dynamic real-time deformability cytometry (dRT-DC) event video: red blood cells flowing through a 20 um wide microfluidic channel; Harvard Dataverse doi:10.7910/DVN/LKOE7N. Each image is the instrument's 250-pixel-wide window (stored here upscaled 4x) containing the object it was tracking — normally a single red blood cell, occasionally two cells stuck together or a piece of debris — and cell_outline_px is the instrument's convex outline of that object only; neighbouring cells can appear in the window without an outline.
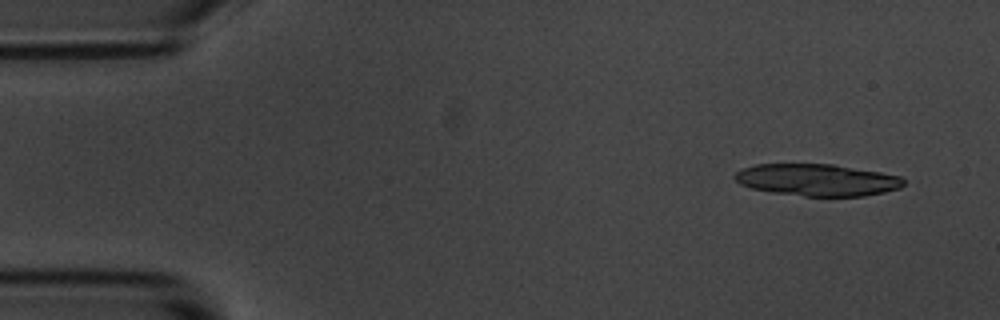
{"species": "common noctule bat (a hibernating species)", "species_latin": "Nyctalus noctula", "temperature_condition": "room temperature", "stored_images_in_passage": 5, "camera_frame_rate_fps": 3000, "um_per_image_px": 0.085, "animal": {"sex": "male", "body_mass_g": 20.1, "forearm_length_mm": 53.5}, "frame": {"image": 1, "passage_image": 1, "time_ms": 0.0, "image_size_px": [1000, 320], "cell_outline_px": [[904, 184], [900, 188], [884, 192], [864, 196], [804, 196], [772, 192], [752, 188], [740, 184], [732, 176], [736, 172], [744, 168], [756, 164], [832, 164], [880, 172], [900, 176], [904, 180]], "centroid_in_image_um": [69.45, 15.29], "position_along_channel_um": 15.5, "area_um2": 31.33}}